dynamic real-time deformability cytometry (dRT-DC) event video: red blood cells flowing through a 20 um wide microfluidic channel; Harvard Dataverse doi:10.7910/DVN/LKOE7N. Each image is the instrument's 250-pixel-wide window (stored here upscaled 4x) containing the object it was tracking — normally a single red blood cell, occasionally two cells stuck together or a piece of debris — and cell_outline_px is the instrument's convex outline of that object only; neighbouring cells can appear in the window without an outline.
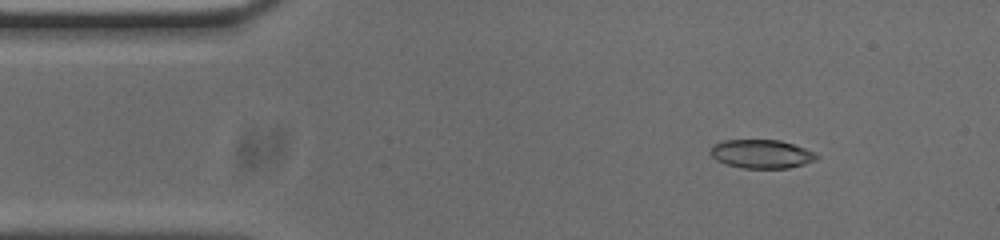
{"species": "common noctule bat (a hibernating species)", "species_latin": "Nyctalus noctula", "temperature_condition": "cold", "stored_images_in_passage": 52, "camera_frame_rate_fps": 3000, "um_per_image_px": 0.085, "animal": {"sex": "male", "body_mass_g": 20.0, "forearm_length_mm": 53.3}, "frame": {"image": 1, "passage_image": 6, "time_ms": 1.667, "image_size_px": [1000, 240], "cell_outline_px": [[820, 156], [816, 160], [804, 164], [788, 168], [744, 168], [728, 164], [716, 160], [708, 152], [708, 148], [712, 144], [724, 140], [780, 140], [816, 152]], "centroid_in_image_um": [64.71, 13.08], "position_along_channel_um": 20.3, "area_um2": 17.86}}
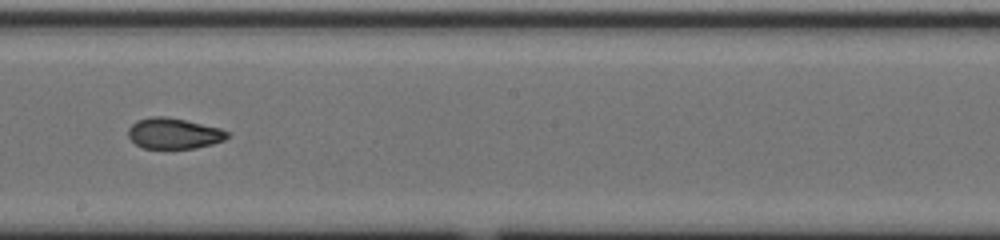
{"frame": {"image": 2, "passage_image": 28, "time_ms": 9.0, "image_size_px": [1000, 240], "cell_outline_px": [[228, 136], [224, 140], [212, 144], [196, 148], [144, 148], [136, 144], [128, 136], [128, 128], [136, 120], [152, 116], [168, 116], [220, 128], [228, 132]], "centroid_in_image_um": [14.75, 11.33], "position_along_channel_um": 233.4, "area_um2": 17.74}}
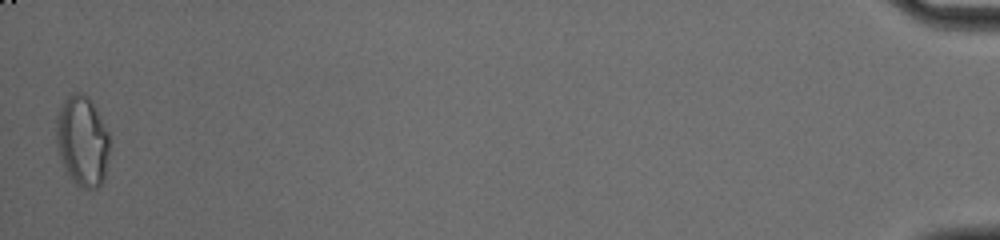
{"frame": {"image": 3, "passage_image": 52, "time_ms": 17.0, "image_size_px": [1000, 240], "cell_outline_px": [[108, 152], [104, 180], [96, 188], [84, 188], [76, 184], [68, 176], [64, 168], [56, 148], [56, 116], [64, 100], [68, 96], [76, 92], [80, 92], [88, 96], [96, 108], [108, 132]], "centroid_in_image_um": [6.97, 11.98], "position_along_channel_um": 428.2, "area_um2": 28.09}, "authors_computed_cell_mechanics": {"area_um2": 18.8428, "velocity_mm_per_s": 3.7688, "shape_relaxation_time_tau1_ms": null, "shape_relaxation_time_tau2_ms": 2.7778, "deformation_change_tau1": null, "deformation_change_tau2": 0.0811}}